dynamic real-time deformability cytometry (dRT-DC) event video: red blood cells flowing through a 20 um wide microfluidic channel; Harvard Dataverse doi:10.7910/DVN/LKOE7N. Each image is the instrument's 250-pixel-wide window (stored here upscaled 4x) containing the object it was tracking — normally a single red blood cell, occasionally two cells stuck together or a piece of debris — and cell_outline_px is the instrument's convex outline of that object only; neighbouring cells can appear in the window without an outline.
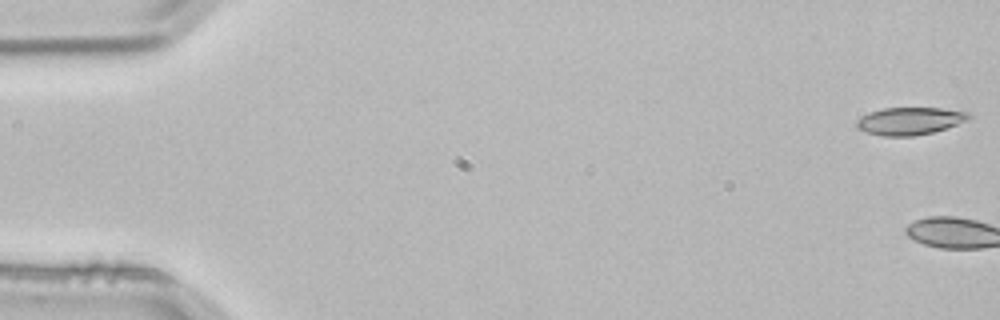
{"species": "common noctule bat (a hibernating species)", "species_latin": "Nyctalus noctula", "temperature_condition": "room temperature", "stored_images_in_passage": 4, "camera_frame_rate_fps": 3000, "um_per_image_px": 0.085, "animal": {"sex": "male", "body_mass_g": 21.5, "forearm_length_mm": 52.0}, "frame": {"image": 1, "passage_image": 1, "time_ms": 0.0, "image_size_px": [1000, 320], "cell_outline_px": [[972, 116], [968, 120], [932, 132], [912, 136], [880, 136], [856, 128], [856, 120], [868, 112], [884, 108], [940, 108], [968, 112]], "centroid_in_image_um": [77.3, 10.28], "position_along_channel_um": 7.7, "area_um2": 17.86}}